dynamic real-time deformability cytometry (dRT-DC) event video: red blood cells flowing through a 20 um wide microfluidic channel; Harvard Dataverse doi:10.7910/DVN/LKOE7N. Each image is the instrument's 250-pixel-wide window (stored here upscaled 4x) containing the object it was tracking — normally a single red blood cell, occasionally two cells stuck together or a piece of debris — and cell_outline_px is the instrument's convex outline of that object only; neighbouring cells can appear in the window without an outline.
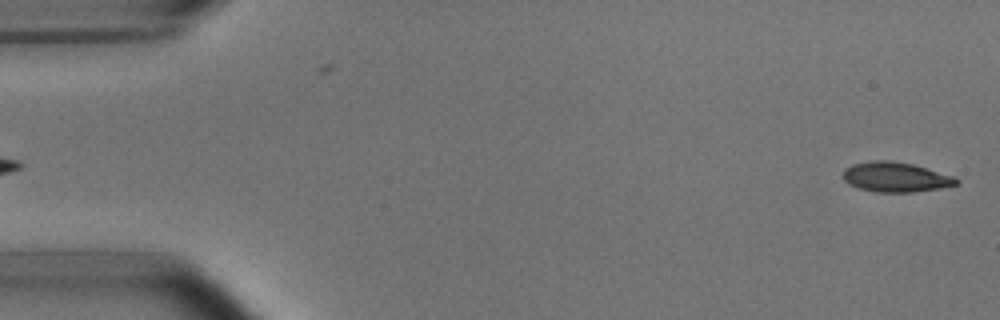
{"species": "common noctule bat (a hibernating species)", "species_latin": "Nyctalus noctula", "temperature_condition": "room temperature", "stored_images_in_passage": 5, "segment_of_instrument_passage": [2, 2], "camera_frame_rate_fps": 3000, "um_per_image_px": 0.085, "animal": {"sex": "male", "body_mass_g": 15.6}, "frame": {"image": 1, "passage_image": 5, "time_ms": 4.667, "image_size_px": [1000, 320], "cell_outline_px": [[960, 180], [956, 184], [940, 188], [912, 192], [876, 192], [860, 188], [848, 184], [844, 180], [844, 168], [852, 164], [868, 160], [888, 160], [912, 164], [952, 176]], "centroid_in_image_um": [76.08, 15.04], "position_along_channel_um": 8.9, "area_um2": 19.54}}